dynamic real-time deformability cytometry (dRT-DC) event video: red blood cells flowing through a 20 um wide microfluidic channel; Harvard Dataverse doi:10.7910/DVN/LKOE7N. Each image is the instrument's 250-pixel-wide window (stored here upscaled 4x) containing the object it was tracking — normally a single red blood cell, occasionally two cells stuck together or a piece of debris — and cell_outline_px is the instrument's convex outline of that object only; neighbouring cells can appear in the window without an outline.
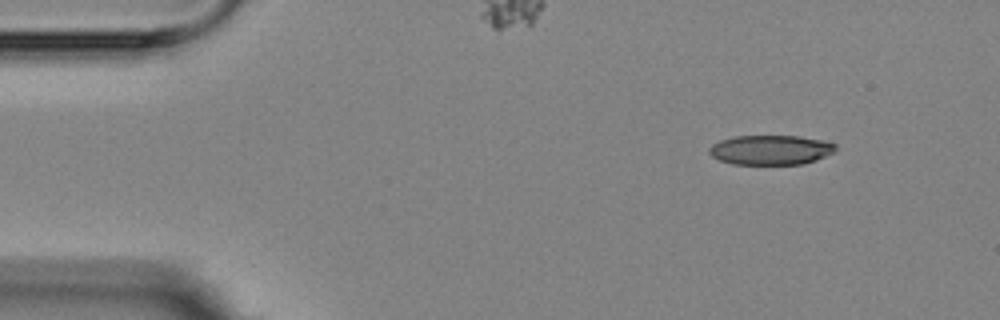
{"species": "Egyptian fruit bat (a non-hibernating species)", "species_latin": "Rousettus aegyptiacus", "temperature_condition": "room temperature", "stored_images_in_passage": 4, "camera_frame_rate_fps": 3000, "um_per_image_px": 0.085, "animal": {"sex": "female"}, "frame": {"image": 1, "passage_image": 1, "time_ms": 0.0, "image_size_px": [1000, 320], "cell_outline_px": [[836, 148], [832, 152], [816, 160], [804, 164], [732, 164], [720, 160], [712, 156], [708, 152], [708, 148], [712, 144], [720, 140], [732, 136], [800, 136], [828, 140], [836, 144]], "centroid_in_image_um": [65.51, 12.73], "position_along_channel_um": 19.5, "area_um2": 22.02}}